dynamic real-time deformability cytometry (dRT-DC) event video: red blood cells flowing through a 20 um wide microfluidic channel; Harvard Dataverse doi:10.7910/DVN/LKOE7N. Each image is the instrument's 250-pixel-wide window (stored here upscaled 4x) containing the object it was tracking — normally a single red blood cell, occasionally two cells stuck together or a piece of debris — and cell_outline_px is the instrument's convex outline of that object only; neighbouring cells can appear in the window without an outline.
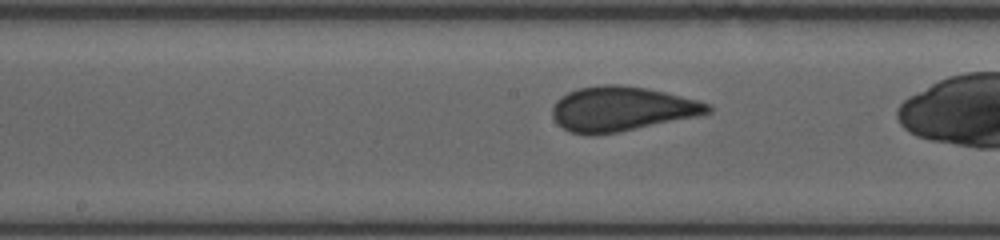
{"species": "human", "species_latin": "Homo sapiens", "temperature_condition": "room temperature", "stored_images_in_passage": 20, "camera_frame_rate_fps": 3000, "um_per_image_px": 0.085, "donor": {"sex": "female"}, "frame": {"image": 1, "passage_image": 12, "time_ms": 7.0, "image_size_px": [1000, 240], "cell_outline_px": [[712, 112], [696, 116], [616, 132], [572, 132], [564, 128], [552, 116], [552, 108], [556, 100], [560, 96], [568, 92], [580, 88], [604, 84], [620, 84], [648, 88], [712, 104]], "centroid_in_image_um": [52.86, 9.21], "position_along_channel_um": 195.3, "area_um2": 39.42}}
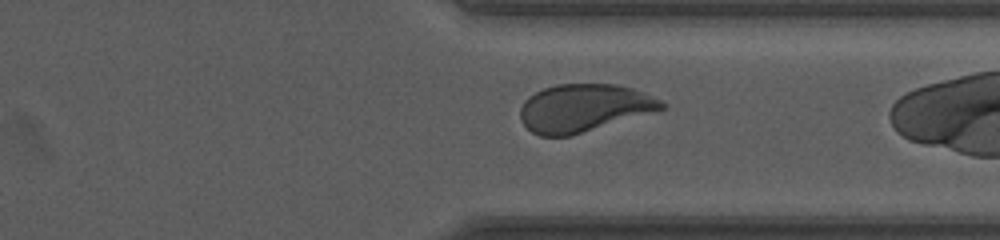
{"frame": {"image": 2, "passage_image": 19, "time_ms": 11.333, "image_size_px": [1000, 240], "cell_outline_px": [[668, 104], [664, 108], [568, 136], [540, 136], [532, 132], [520, 120], [520, 108], [524, 100], [528, 96], [544, 88], [556, 84], [616, 84], [632, 88], [644, 92]], "centroid_in_image_um": [49.57, 9.16], "position_along_channel_um": 361.8, "area_um2": 38.78}}